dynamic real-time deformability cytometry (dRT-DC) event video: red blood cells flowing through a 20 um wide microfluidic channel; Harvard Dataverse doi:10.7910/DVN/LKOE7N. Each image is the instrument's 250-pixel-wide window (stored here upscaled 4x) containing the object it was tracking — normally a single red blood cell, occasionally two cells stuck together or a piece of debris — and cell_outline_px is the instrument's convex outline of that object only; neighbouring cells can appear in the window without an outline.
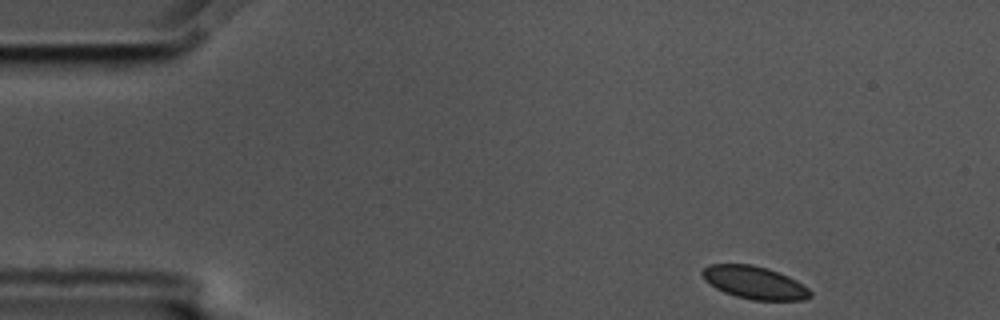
{"species": "common noctule bat (a hibernating species)", "species_latin": "Nyctalus noctula", "temperature_condition": "cold", "stored_images_in_passage": 51, "camera_frame_rate_fps": 3000, "um_per_image_px": 0.085, "animal": {"sex": "male", "body_mass_g": 17.5, "forearm_length_mm": 52.3}, "frame": {"image": 1, "passage_image": 1, "time_ms": 0.0, "image_size_px": [1000, 320], "cell_outline_px": [[812, 296], [804, 300], [752, 300], [736, 296], [724, 292], [716, 288], [704, 280], [700, 272], [708, 264], [752, 264], [768, 268], [788, 276], [796, 280], [808, 288], [812, 292]], "centroid_in_image_um": [64.13, 24.01], "position_along_channel_um": 20.9, "area_um2": 20.69}}
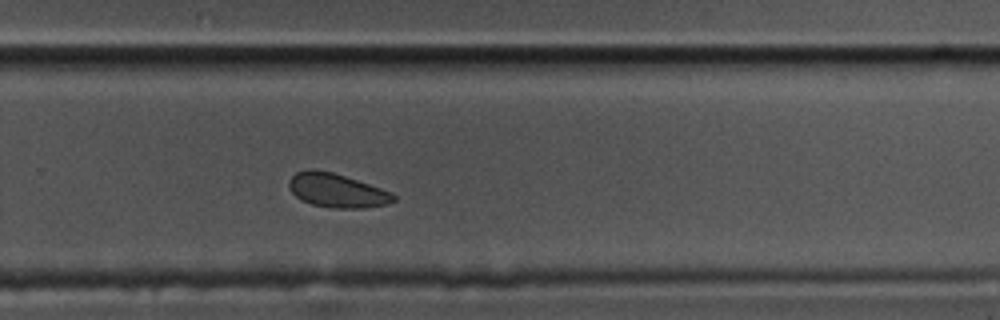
{"frame": {"image": 2, "passage_image": 32, "time_ms": 10.333, "image_size_px": [1000, 320], "cell_outline_px": [[396, 200], [388, 204], [364, 208], [332, 208], [312, 204], [300, 200], [288, 188], [288, 180], [296, 172], [308, 168], [312, 168], [332, 172], [392, 192], [396, 196]], "centroid_in_image_um": [28.6, 16.19], "position_along_channel_um": 301.2, "area_um2": 20.75}}
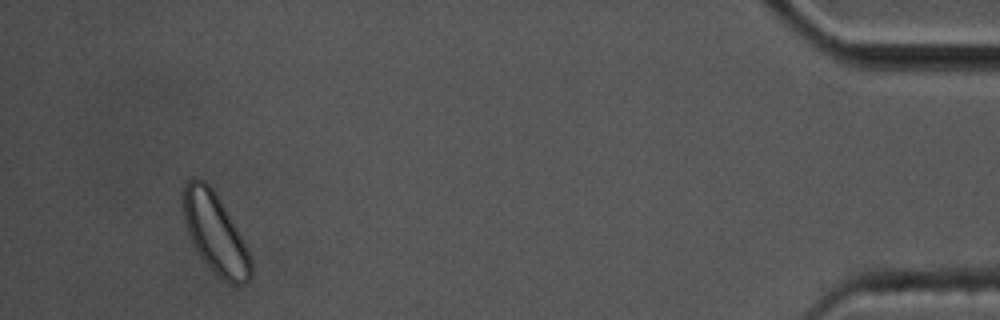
{"frame": {"image": 3, "passage_image": 48, "time_ms": 15.667, "image_size_px": [1000, 320], "cell_outline_px": [[252, 276], [244, 284], [228, 284], [216, 276], [200, 256], [192, 244], [184, 220], [184, 188], [188, 180], [200, 176], [212, 188], [224, 208], [240, 236], [252, 260]], "centroid_in_image_um": [18.29, 19.88], "position_along_channel_um": 416.9, "area_um2": 31.04}}